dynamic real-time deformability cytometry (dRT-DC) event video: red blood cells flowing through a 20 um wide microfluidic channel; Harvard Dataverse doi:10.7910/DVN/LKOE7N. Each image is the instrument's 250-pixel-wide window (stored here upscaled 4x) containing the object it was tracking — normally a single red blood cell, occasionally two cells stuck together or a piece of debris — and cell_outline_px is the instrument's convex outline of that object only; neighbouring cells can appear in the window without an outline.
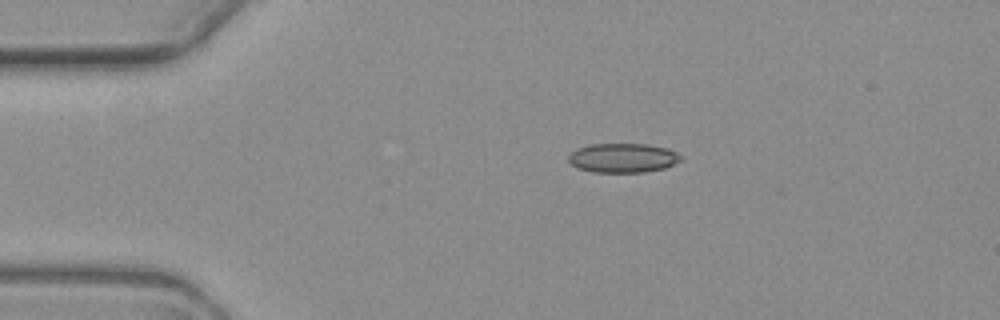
{"species": "common noctule bat (a hibernating species)", "species_latin": "Nyctalus noctula", "temperature_condition": "warm", "stored_images_in_passage": 4, "camera_frame_rate_fps": 3000, "um_per_image_px": 0.085, "animal": {"sex": "female", "body_mass_g": 19.3, "forearm_length_mm": 54.1}, "frame": {"image": 1, "passage_image": 3, "time_ms": 3.333, "image_size_px": [1000, 320], "cell_outline_px": [[684, 156], [680, 160], [664, 168], [644, 172], [592, 172], [576, 168], [568, 160], [568, 156], [576, 148], [588, 144], [644, 144], [668, 148]], "centroid_in_image_um": [52.92, 13.42], "position_along_channel_um": 32.1, "area_um2": 19.25}}